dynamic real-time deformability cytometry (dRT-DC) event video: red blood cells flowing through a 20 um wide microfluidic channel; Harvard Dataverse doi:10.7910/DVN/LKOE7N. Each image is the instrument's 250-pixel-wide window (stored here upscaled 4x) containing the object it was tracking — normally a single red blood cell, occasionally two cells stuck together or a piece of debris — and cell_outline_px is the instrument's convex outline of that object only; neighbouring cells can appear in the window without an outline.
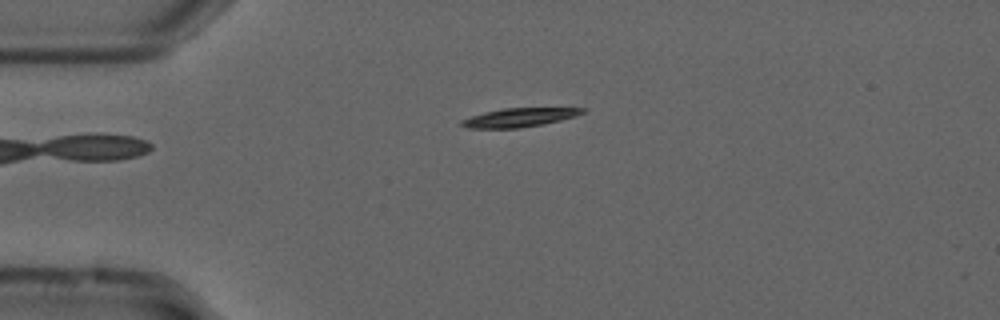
{"species": "common noctule bat (a hibernating species)", "species_latin": "Nyctalus noctula", "temperature_condition": "cold", "stored_images_in_passage": 43, "camera_frame_rate_fps": 3000, "um_per_image_px": 0.085, "animal": {"sex": "male", "forearm_length_mm": 52.5}, "frame": {"image": 1, "passage_image": 1, "time_ms": 0.0, "image_size_px": [1000, 320], "cell_outline_px": [[588, 108], [584, 112], [576, 116], [560, 120], [520, 128], [468, 128], [460, 124], [460, 120], [484, 112], [504, 108]], "centroid_in_image_um": [44.12, 9.98], "position_along_channel_um": 40.9, "area_um2": 13.06}}
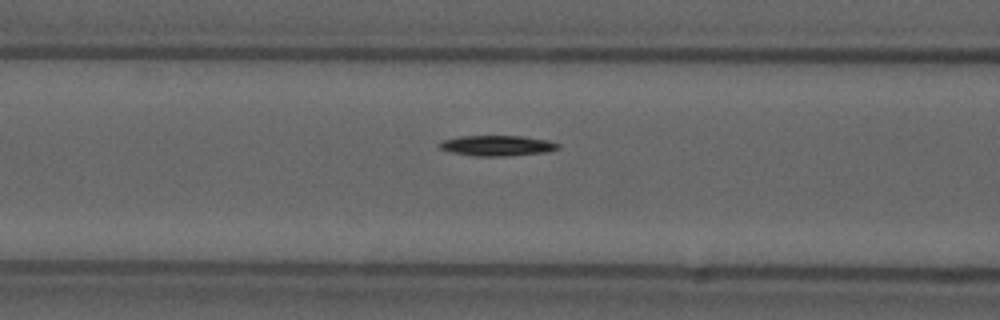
{"frame": {"image": 2, "passage_image": 10, "time_ms": 3.0, "image_size_px": [1000, 320], "cell_outline_px": [[560, 148], [548, 152], [508, 156], [476, 156], [452, 152], [440, 148], [436, 144], [440, 140], [460, 136], [520, 136], [548, 140], [560, 144]], "centroid_in_image_um": [42.25, 12.38], "position_along_channel_um": 124.3, "area_um2": 14.28}}
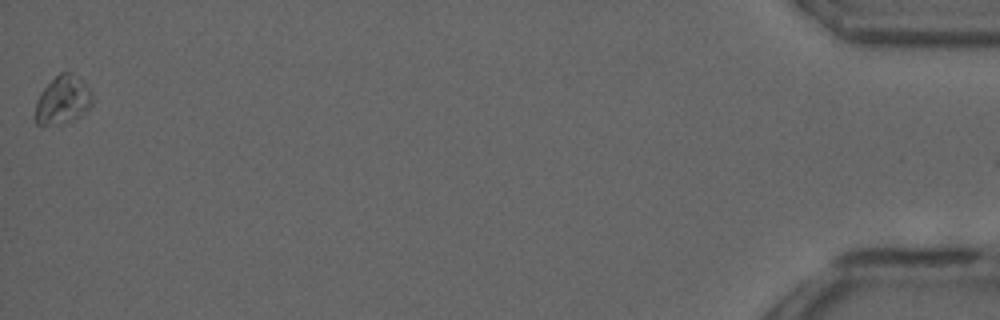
{"frame": {"image": 3, "passage_image": 43, "time_ms": 14.0, "image_size_px": [1000, 320], "cell_outline_px": [[92, 104], [80, 116], [72, 120], [48, 124], [36, 124], [36, 100], [40, 92], [60, 72], [72, 72], [84, 80], [92, 92]], "centroid_in_image_um": [5.36, 8.45], "position_along_channel_um": 429.8, "area_um2": 15.84}, "authors_computed_cell_mechanics": {"area_um2": 13.2362, "velocity_mm_per_s": 3.681, "shape_relaxation_time_tau1_ms": 1.269, "shape_relaxation_time_tau2_ms": null, "deformation_change_tau1": 0.1045, "deformation_change_tau2": null}}